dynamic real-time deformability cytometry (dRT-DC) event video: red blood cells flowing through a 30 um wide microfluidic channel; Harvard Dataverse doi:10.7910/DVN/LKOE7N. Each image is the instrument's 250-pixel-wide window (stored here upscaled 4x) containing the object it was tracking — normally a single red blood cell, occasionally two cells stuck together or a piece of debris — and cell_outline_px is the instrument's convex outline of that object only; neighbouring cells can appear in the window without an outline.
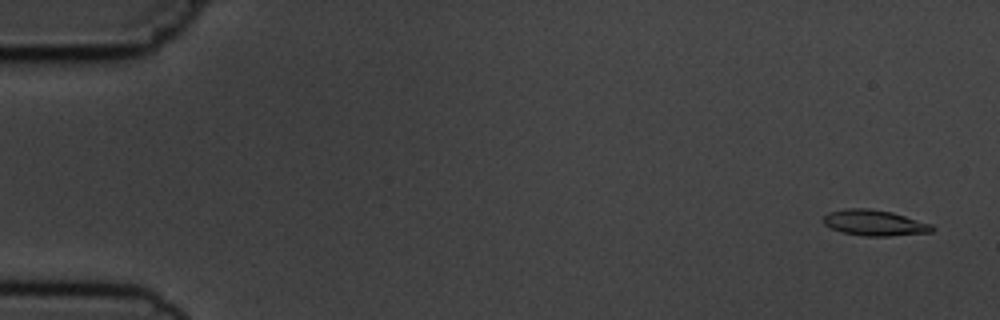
{"species": "common noctule bat (a hibernating species)", "species_latin": "Nyctalus noctula", "temperature_condition": "cold", "stored_images_in_passage": 4, "camera_frame_rate_fps": 3000, "um_per_image_px": 0.085, "animal": {"sex": "male", "body_mass_g": 19.5, "forearm_length_mm": 54.6}, "frame": {"image": 1, "passage_image": 1, "time_ms": 0.0, "image_size_px": [1000, 320], "cell_outline_px": [[936, 228], [932, 232], [888, 236], [864, 236], [840, 232], [824, 224], [820, 220], [828, 212], [848, 208], [868, 208], [892, 212], [932, 224]], "centroid_in_image_um": [74.31, 18.94], "position_along_channel_um": 10.7, "area_um2": 16.47}}